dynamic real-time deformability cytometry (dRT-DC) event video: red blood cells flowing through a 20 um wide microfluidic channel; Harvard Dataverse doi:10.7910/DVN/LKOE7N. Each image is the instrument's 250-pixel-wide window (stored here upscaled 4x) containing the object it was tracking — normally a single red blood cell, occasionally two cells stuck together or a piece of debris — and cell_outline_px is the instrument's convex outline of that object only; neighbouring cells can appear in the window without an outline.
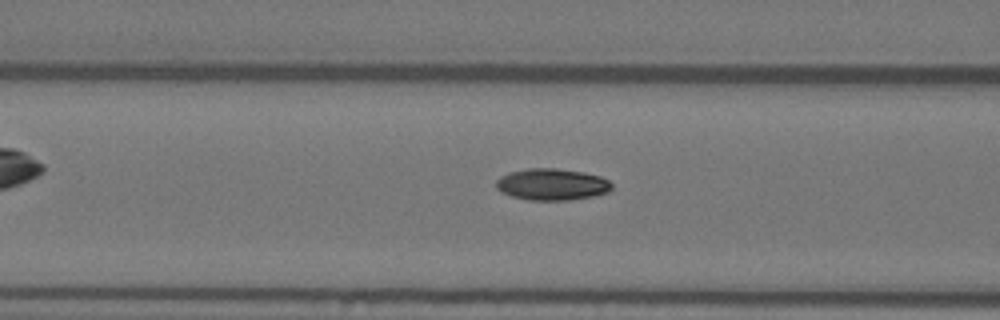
{"species": "Egyptian fruit bat (a non-hibernating species)", "species_latin": "Rousettus aegyptiacus", "temperature_condition": "warm", "stored_images_in_passage": 25, "camera_frame_rate_fps": 3000, "um_per_image_px": 0.085, "animal": {"sex": "female"}, "frame": {"image": 1, "passage_image": 15, "time_ms": 4.667, "image_size_px": [1000, 320], "cell_outline_px": [[612, 188], [608, 192], [592, 196], [568, 200], [528, 200], [512, 196], [500, 192], [496, 188], [496, 180], [500, 176], [508, 172], [528, 168], [556, 168], [584, 172], [600, 176], [608, 180], [612, 184]], "centroid_in_image_um": [46.89, 15.66], "position_along_channel_um": 119.7, "area_um2": 21.44}}
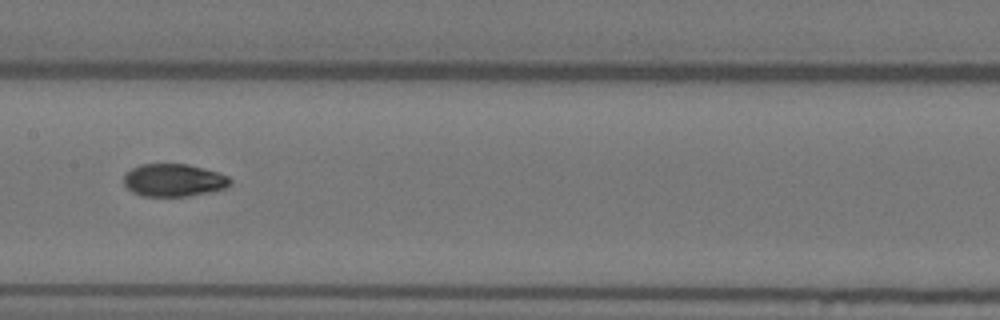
{"frame": {"image": 2, "passage_image": 21, "time_ms": 6.667, "image_size_px": [1000, 320], "cell_outline_px": [[232, 184], [228, 188], [212, 192], [188, 196], [140, 196], [132, 192], [124, 184], [124, 176], [132, 168], [140, 164], [188, 164], [204, 168], [228, 176], [232, 180]], "centroid_in_image_um": [14.8, 15.32], "position_along_channel_um": 192.6, "area_um2": 20.46}}
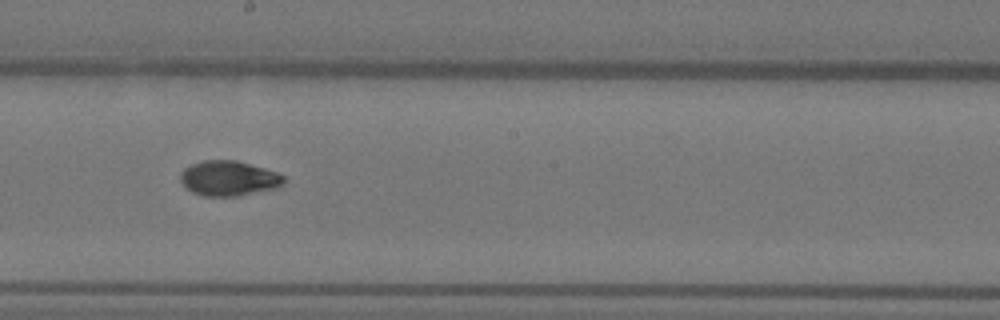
{"frame": {"image": 3, "passage_image": 24, "time_ms": 7.667, "image_size_px": [1000, 320], "cell_outline_px": [[284, 180], [276, 188], [236, 196], [204, 196], [192, 192], [180, 180], [180, 172], [184, 168], [192, 164], [204, 160], [236, 160], [264, 168], [276, 172], [284, 176]], "centroid_in_image_um": [19.41, 15.15], "position_along_channel_um": 228.8, "area_um2": 20.87}}